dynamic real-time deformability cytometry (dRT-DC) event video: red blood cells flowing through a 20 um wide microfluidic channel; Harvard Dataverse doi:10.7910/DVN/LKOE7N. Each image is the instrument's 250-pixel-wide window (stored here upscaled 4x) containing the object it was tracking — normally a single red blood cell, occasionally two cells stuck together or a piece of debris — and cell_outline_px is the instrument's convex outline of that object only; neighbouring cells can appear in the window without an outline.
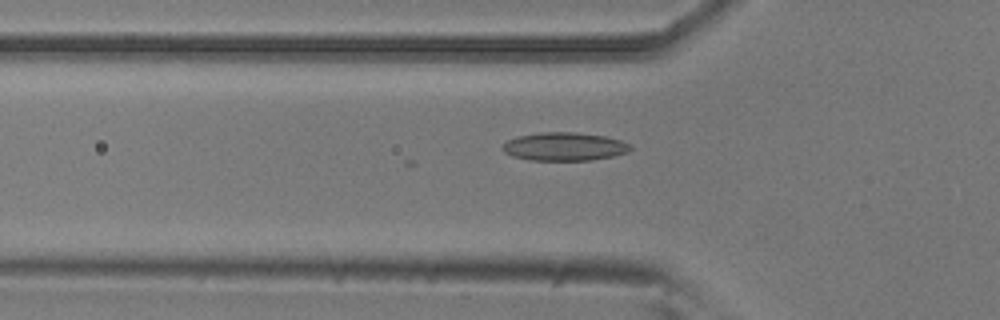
{"species": "common noctule bat (a hibernating species)", "species_latin": "Nyctalus noctula", "temperature_condition": "room temperature", "stored_images_in_passage": 38, "camera_frame_rate_fps": 3000, "um_per_image_px": 0.085, "animal": {"sex": "male", "body_mass_g": 20.5, "forearm_length_mm": 52.5}, "frame": {"image": 1, "passage_image": 2, "time_ms": 0.333, "image_size_px": [1000, 320], "cell_outline_px": [[632, 148], [628, 152], [612, 156], [592, 160], [532, 160], [512, 156], [504, 152], [500, 148], [508, 140], [520, 136], [540, 132], [576, 132], [604, 136], [620, 140], [628, 144]], "centroid_in_image_um": [47.96, 12.46], "position_along_channel_um": 77.8, "area_um2": 20.92}}
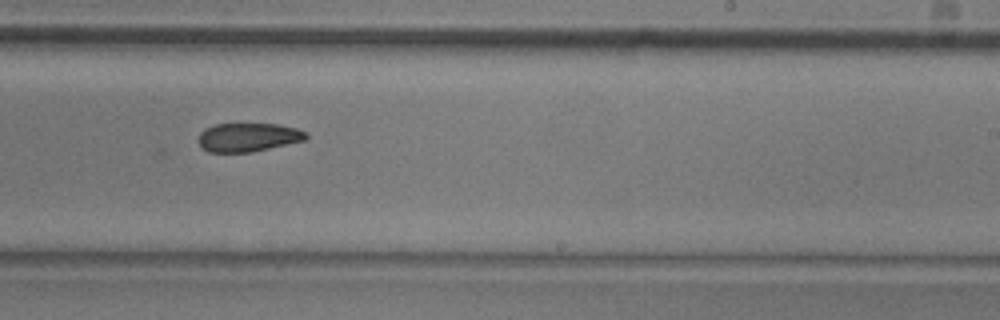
{"frame": {"image": 2, "passage_image": 17, "time_ms": 5.333, "image_size_px": [1000, 320], "cell_outline_px": [[308, 136], [304, 140], [252, 152], [208, 152], [200, 148], [200, 132], [204, 128], [216, 124], [276, 124], [296, 128], [308, 132]], "centroid_in_image_um": [21.08, 11.67], "position_along_channel_um": 267.9, "area_um2": 17.92}}
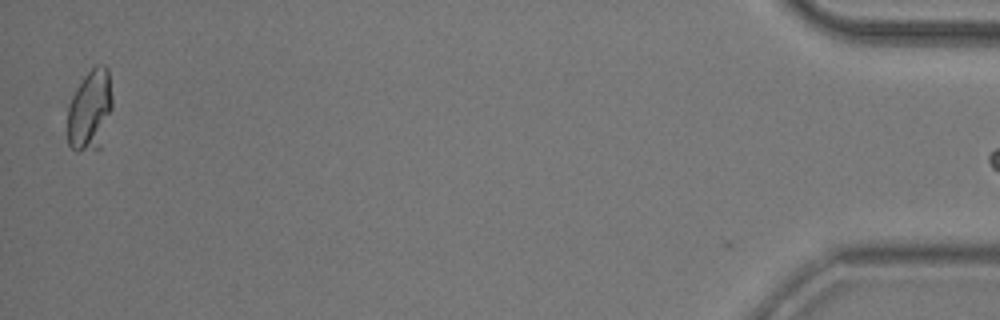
{"frame": {"image": 3, "passage_image": 37, "time_ms": 12.0, "image_size_px": [1000, 320], "cell_outline_px": [[112, 108], [100, 148], [76, 152], [68, 144], [68, 104], [76, 88], [84, 76], [96, 64], [104, 64], [108, 68], [112, 96]], "centroid_in_image_um": [7.65, 9.35], "position_along_channel_um": 427.5, "area_um2": 21.33}}